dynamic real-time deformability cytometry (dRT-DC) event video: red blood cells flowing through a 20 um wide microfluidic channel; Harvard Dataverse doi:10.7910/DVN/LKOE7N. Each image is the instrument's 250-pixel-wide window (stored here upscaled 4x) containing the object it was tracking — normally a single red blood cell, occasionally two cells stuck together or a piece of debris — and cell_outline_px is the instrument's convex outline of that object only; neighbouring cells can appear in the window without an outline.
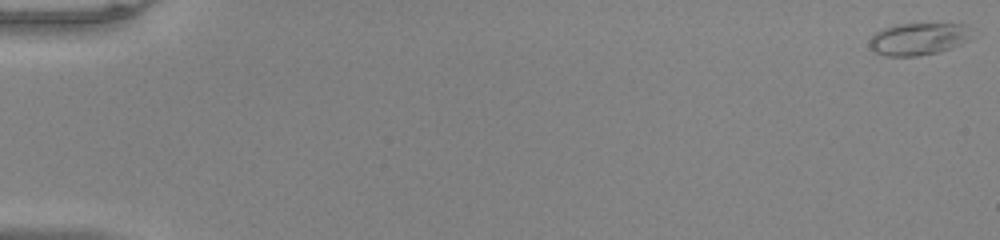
{"species": "common noctule bat (a hibernating species)", "species_latin": "Nyctalus noctula", "temperature_condition": "warm", "stored_images_in_passage": 53, "camera_frame_rate_fps": 3000, "um_per_image_px": 0.085, "animal": {"sex": "male", "body_mass_g": 20.0, "forearm_length_mm": 53.3}, "frame": {"image": 1, "passage_image": 1, "time_ms": 0.0, "image_size_px": [1000, 240], "cell_outline_px": [[980, 36], [972, 40], [952, 48], [936, 52], [916, 56], [888, 56], [876, 52], [868, 44], [872, 36], [876, 32], [884, 28], [896, 24], [964, 24], [980, 32]], "centroid_in_image_um": [78.25, 3.29], "position_along_channel_um": 6.8, "area_um2": 19.77}}
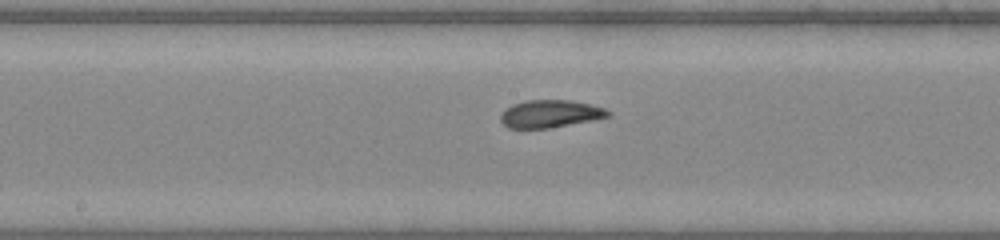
{"frame": {"image": 2, "passage_image": 29, "time_ms": 9.333, "image_size_px": [1000, 240], "cell_outline_px": [[612, 116], [592, 120], [548, 128], [508, 128], [500, 120], [500, 112], [512, 104], [528, 100], [568, 100], [588, 104], [604, 108], [612, 112]], "centroid_in_image_um": [46.75, 9.67], "position_along_channel_um": 201.5, "area_um2": 17.22}}
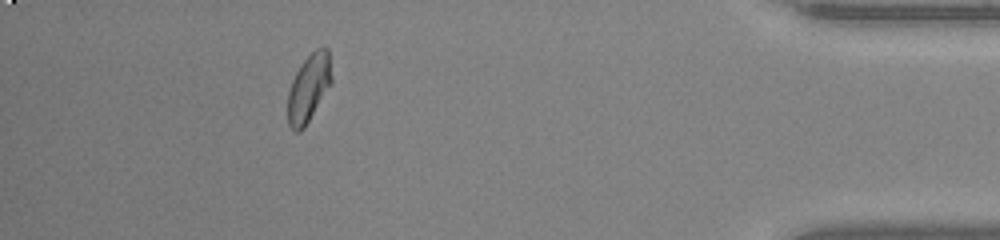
{"frame": {"image": 3, "passage_image": 48, "time_ms": 15.667, "image_size_px": [1000, 240], "cell_outline_px": [[332, 84], [304, 128], [300, 132], [296, 132], [288, 124], [288, 92], [292, 80], [296, 72], [304, 60], [316, 48], [328, 48], [332, 76]], "centroid_in_image_um": [26.26, 7.49], "position_along_channel_um": 408.9, "area_um2": 17.28}, "authors_computed_cell_mechanics": {"area_um2": 17.6868, "velocity_mm_per_s": 4.0343, "shape_relaxation_time_tau1_ms": 6.6919, "shape_relaxation_time_tau2_ms": 0.8809, "deformation_change_tau1": 0.2003, "deformation_change_tau2": 0.0361}}